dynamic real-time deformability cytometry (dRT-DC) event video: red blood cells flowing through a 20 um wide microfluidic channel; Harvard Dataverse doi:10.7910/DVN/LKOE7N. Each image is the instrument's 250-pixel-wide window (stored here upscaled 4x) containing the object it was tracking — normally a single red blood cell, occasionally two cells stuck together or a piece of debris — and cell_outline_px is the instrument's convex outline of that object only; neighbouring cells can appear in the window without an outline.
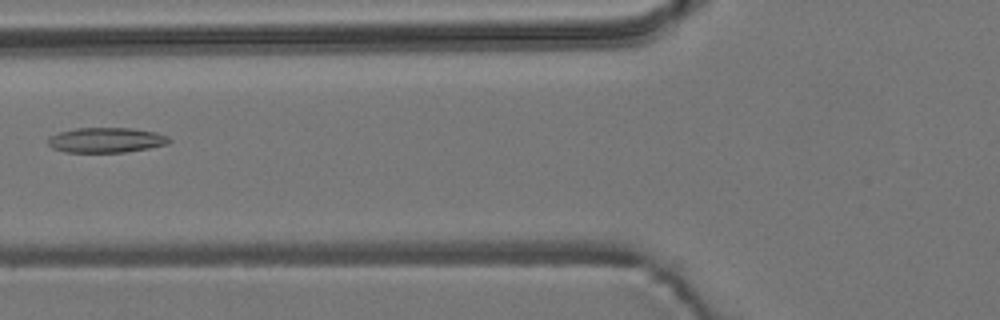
{"species": "common noctule bat (a hibernating species)", "species_latin": "Nyctalus noctula", "temperature_condition": "room temperature", "stored_images_in_passage": 7, "camera_frame_rate_fps": 3000, "um_per_image_px": 0.085, "animal": {"sex": "male", "body_mass_g": 19.2, "forearm_length_mm": 51.8}, "frame": {"image": 1, "passage_image": 6, "time_ms": 1.667, "image_size_px": [1000, 320], "cell_outline_px": [[172, 140], [168, 144], [148, 148], [124, 152], [64, 152], [52, 148], [48, 144], [48, 140], [52, 136], [60, 132], [76, 128], [132, 128], [156, 132], [168, 136]], "centroid_in_image_um": [9.05, 11.91], "position_along_channel_um": 116.7, "area_um2": 17.63}}
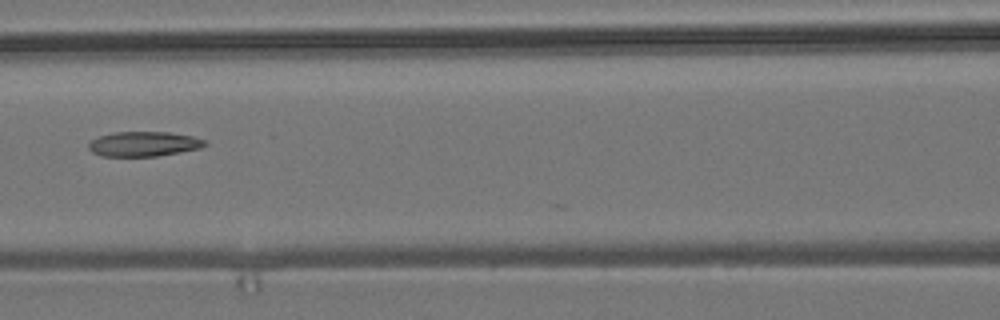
{"frame": {"image": 2, "passage_image": 7, "time_ms": 2.0, "image_size_px": [1000, 320], "cell_outline_px": [[208, 144], [200, 148], [180, 152], [156, 156], [104, 156], [92, 152], [88, 148], [88, 144], [92, 140], [100, 136], [112, 132], [168, 132], [192, 136], [204, 140]], "centroid_in_image_um": [12.21, 12.23], "position_along_channel_um": 154.4, "area_um2": 16.7}}